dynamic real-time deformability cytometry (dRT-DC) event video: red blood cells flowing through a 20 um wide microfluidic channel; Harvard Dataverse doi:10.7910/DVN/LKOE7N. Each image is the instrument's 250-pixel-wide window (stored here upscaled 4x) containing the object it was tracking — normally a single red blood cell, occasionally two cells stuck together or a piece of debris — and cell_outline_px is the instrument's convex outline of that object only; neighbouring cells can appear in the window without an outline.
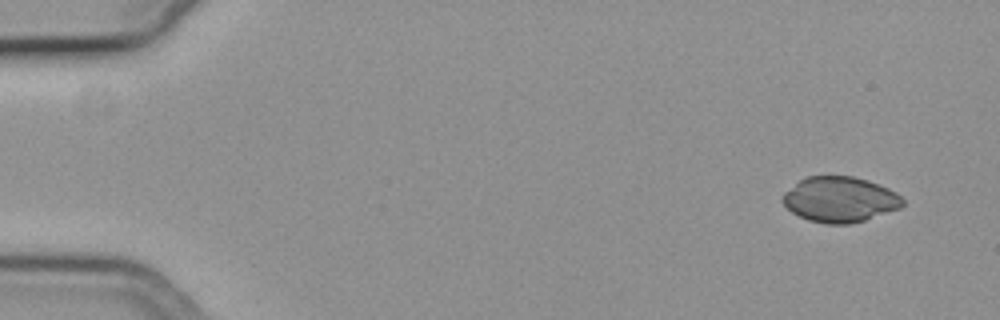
{"species": "common noctule bat (a hibernating species)", "species_latin": "Nyctalus noctula", "temperature_condition": "cold", "stored_images_in_passage": 53, "camera_frame_rate_fps": 3000, "um_per_image_px": 0.085, "animal": {"sex": "female", "body_mass_g": 19.3, "forearm_length_mm": 54.1}, "frame": {"image": 1, "passage_image": 1, "time_ms": 0.0, "image_size_px": [1000, 320], "cell_outline_px": [[904, 204], [900, 208], [864, 220], [848, 224], [828, 224], [808, 220], [792, 212], [780, 200], [780, 196], [784, 192], [804, 176], [852, 176], [868, 180], [888, 188], [896, 192], [904, 200]], "centroid_in_image_um": [71.36, 16.94], "position_along_channel_um": 13.6, "area_um2": 31.85}}